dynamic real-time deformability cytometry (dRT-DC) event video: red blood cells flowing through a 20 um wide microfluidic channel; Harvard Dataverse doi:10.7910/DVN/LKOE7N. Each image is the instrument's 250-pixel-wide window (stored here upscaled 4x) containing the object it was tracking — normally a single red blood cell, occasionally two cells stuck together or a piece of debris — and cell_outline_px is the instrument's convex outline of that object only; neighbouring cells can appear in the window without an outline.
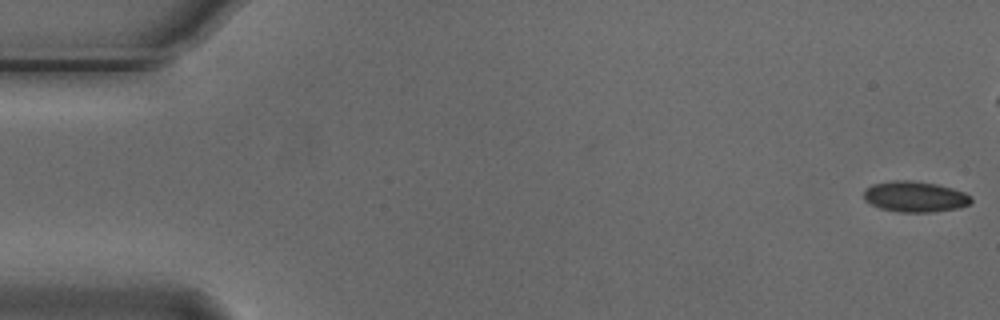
{"species": "Egyptian fruit bat (a non-hibernating species)", "species_latin": "Rousettus aegyptiacus", "temperature_condition": "cold", "stored_images_in_passage": 6, "camera_frame_rate_fps": 3000, "um_per_image_px": 0.085, "animal": {"sex": "male"}, "frame": {"image": 1, "passage_image": 1, "time_ms": 0.0, "image_size_px": [1000, 320], "cell_outline_px": [[972, 200], [968, 204], [960, 208], [932, 212], [900, 212], [880, 208], [864, 200], [864, 188], [872, 184], [892, 180], [912, 180], [936, 184], [952, 188], [964, 192], [972, 196]], "centroid_in_image_um": [77.76, 16.71], "position_along_channel_um": 7.2, "area_um2": 19.36}}
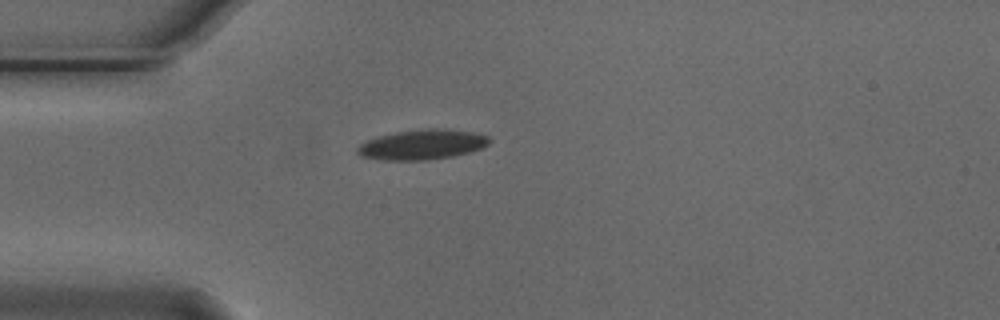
{"frame": {"image": 2, "passage_image": 6, "time_ms": 1.667, "image_size_px": [1000, 320], "cell_outline_px": [[492, 140], [484, 148], [452, 156], [428, 160], [384, 160], [364, 156], [356, 152], [356, 148], [360, 144], [376, 136], [396, 132], [424, 128], [444, 128], [472, 132], [488, 136]], "centroid_in_image_um": [35.91, 12.28], "position_along_channel_um": 49.1, "area_um2": 23.12}}